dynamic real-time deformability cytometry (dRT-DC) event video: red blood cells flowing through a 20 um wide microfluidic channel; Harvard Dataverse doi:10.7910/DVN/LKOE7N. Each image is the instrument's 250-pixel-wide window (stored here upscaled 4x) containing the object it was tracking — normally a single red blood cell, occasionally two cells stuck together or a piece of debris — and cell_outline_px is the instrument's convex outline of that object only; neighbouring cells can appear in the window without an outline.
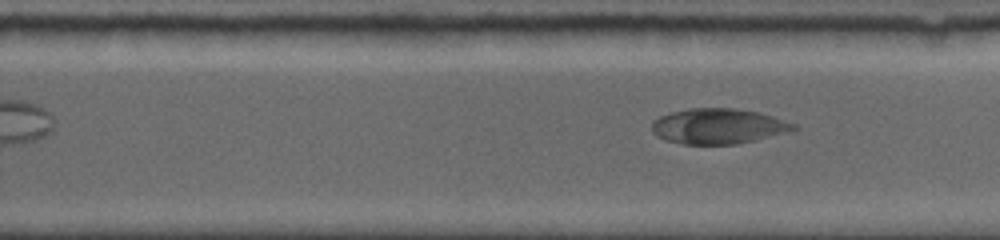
{"species": "common noctule bat (a hibernating species)", "species_latin": "Nyctalus noctula", "temperature_condition": "room temperature", "stored_images_in_passage": 9, "segment_of_instrument_passage": [2, 2], "camera_frame_rate_fps": 5000, "um_per_image_px": 0.085, "animal": {"sex": "female", "body_mass_g": 19.0, "forearm_length_mm": 56.7}, "frame": {"image": 1, "passage_image": 9, "time_ms": 9.0, "image_size_px": [1000, 240], "cell_outline_px": [[800, 128], [756, 140], [736, 144], [684, 144], [664, 140], [656, 136], [652, 132], [652, 120], [660, 116], [672, 112], [688, 108], [736, 108], [760, 112], [796, 124]], "centroid_in_image_um": [61.03, 10.72], "position_along_channel_um": 268.8, "area_um2": 29.3}}